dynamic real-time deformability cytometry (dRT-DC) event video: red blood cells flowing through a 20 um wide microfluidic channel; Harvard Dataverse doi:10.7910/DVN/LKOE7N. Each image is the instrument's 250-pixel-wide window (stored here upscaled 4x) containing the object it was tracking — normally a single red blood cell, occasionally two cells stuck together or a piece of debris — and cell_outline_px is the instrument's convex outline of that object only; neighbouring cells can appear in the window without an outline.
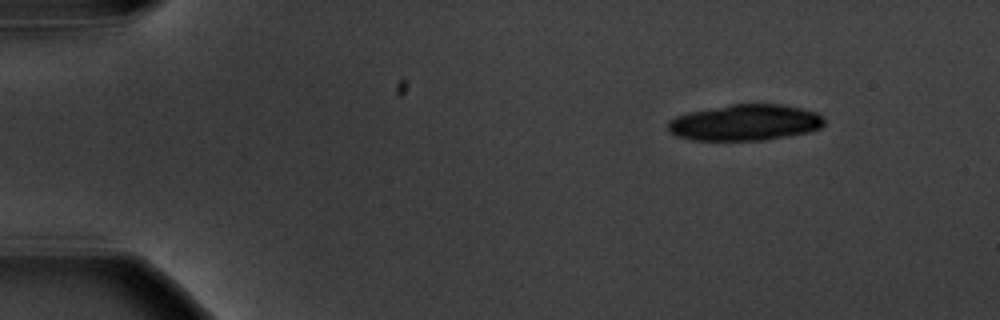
{"species": "common noctule bat (a hibernating species)", "species_latin": "Nyctalus noctula", "temperature_condition": "warm", "stored_images_in_passage": 4, "camera_frame_rate_fps": 3000, "um_per_image_px": 0.085, "animal": {"sex": "male", "body_mass_g": 20.1, "forearm_length_mm": 53.5}, "frame": {"image": 1, "passage_image": 1, "time_ms": 0.0, "image_size_px": [1000, 320], "cell_outline_px": [[824, 124], [820, 128], [808, 132], [764, 140], [692, 140], [676, 136], [668, 128], [668, 120], [676, 116], [688, 112], [732, 104], [780, 104], [800, 108], [816, 112], [824, 116]], "centroid_in_image_um": [63.33, 10.41], "position_along_channel_um": 21.7, "area_um2": 32.83}}
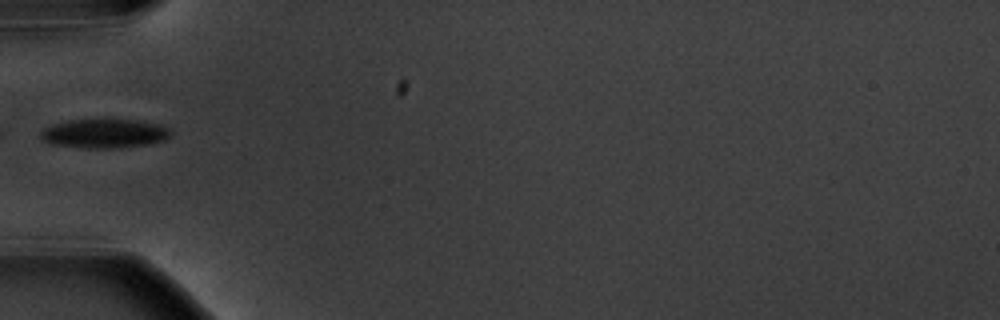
{"frame": {"image": 2, "passage_image": 4, "time_ms": 4.333, "image_size_px": [1000, 320], "cell_outline_px": [[172, 132], [164, 140], [148, 144], [120, 148], [80, 148], [52, 144], [44, 140], [40, 136], [40, 132], [44, 128], [52, 124], [68, 120], [104, 116], [136, 120], [160, 124], [168, 128]], "centroid_in_image_um": [8.85, 11.3], "position_along_channel_um": 76.1, "area_um2": 23.0}}